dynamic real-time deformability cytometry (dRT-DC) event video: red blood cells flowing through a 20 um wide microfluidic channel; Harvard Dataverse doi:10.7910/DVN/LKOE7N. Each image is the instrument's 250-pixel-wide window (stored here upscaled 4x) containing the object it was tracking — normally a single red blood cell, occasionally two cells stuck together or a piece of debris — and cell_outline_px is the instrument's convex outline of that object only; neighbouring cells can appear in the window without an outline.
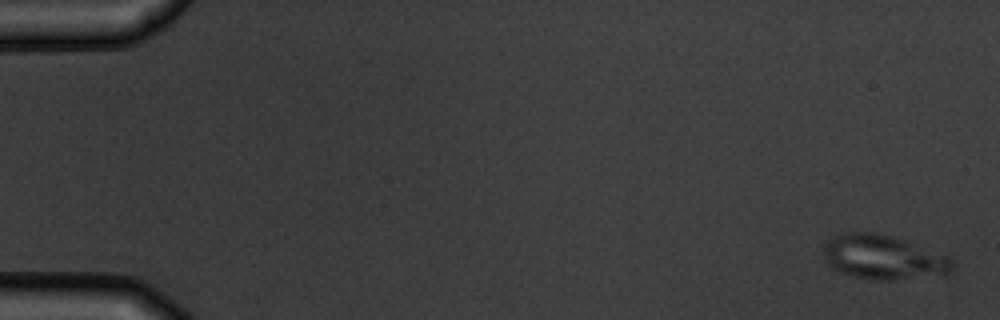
{"species": "common noctule bat (a hibernating species)", "species_latin": "Nyctalus noctula", "temperature_condition": "warm", "stored_images_in_passage": 4, "camera_frame_rate_fps": 3000, "um_per_image_px": 0.085, "animal": {"sex": "male", "body_mass_g": 19.5, "forearm_length_mm": 54.6}, "frame": {"image": 1, "passage_image": 1, "time_ms": 0.0, "image_size_px": [1000, 320], "cell_outline_px": [[952, 268], [948, 272], [888, 280], [876, 280], [856, 276], [840, 272], [828, 264], [824, 260], [824, 244], [828, 240], [840, 232], [872, 232], [892, 236], [904, 240], [944, 256], [952, 264]], "centroid_in_image_um": [74.93, 21.83], "position_along_channel_um": 10.1, "area_um2": 32.14}}